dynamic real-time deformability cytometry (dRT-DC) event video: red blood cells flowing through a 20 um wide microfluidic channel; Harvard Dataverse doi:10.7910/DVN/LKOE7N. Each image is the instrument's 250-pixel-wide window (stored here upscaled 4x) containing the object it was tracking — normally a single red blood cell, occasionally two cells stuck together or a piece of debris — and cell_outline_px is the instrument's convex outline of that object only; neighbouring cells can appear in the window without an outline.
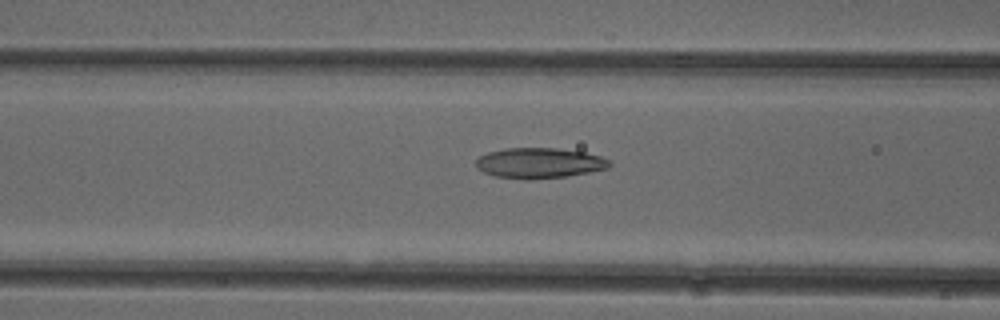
{"species": "common noctule bat (a hibernating species)", "species_latin": "Nyctalus noctula", "temperature_condition": "cold", "stored_images_in_passage": 51, "camera_frame_rate_fps": 3000, "um_per_image_px": 0.085, "animal": {"sex": "female"}, "frame": {"image": 1, "passage_image": 20, "time_ms": 6.333, "image_size_px": [1000, 320], "cell_outline_px": [[612, 164], [608, 168], [568, 176], [528, 180], [524, 180], [496, 176], [484, 172], [476, 168], [476, 160], [480, 156], [488, 152], [504, 148], [556, 148], [584, 152], [600, 156], [608, 160]], "centroid_in_image_um": [45.82, 13.86], "position_along_channel_um": 120.8, "area_um2": 23.7}}
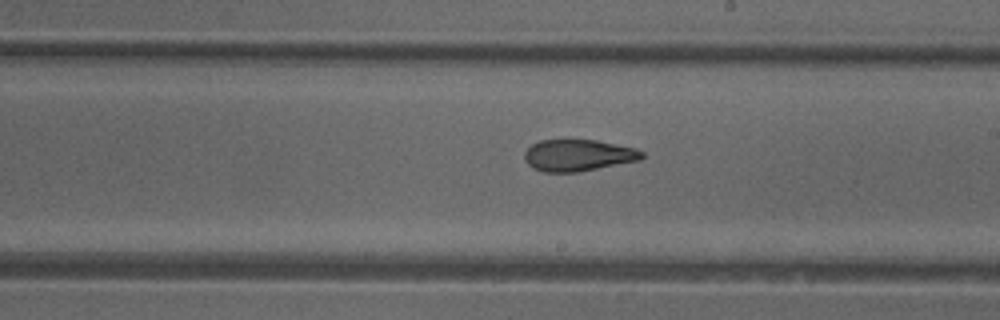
{"frame": {"image": 2, "passage_image": 29, "time_ms": 9.333, "image_size_px": [1000, 320], "cell_outline_px": [[644, 156], [640, 160], [580, 172], [544, 172], [532, 168], [524, 160], [524, 152], [532, 144], [540, 140], [568, 136], [596, 140], [636, 148], [644, 152]], "centroid_in_image_um": [49.11, 13.15], "position_along_channel_um": 239.9, "area_um2": 22.6}}
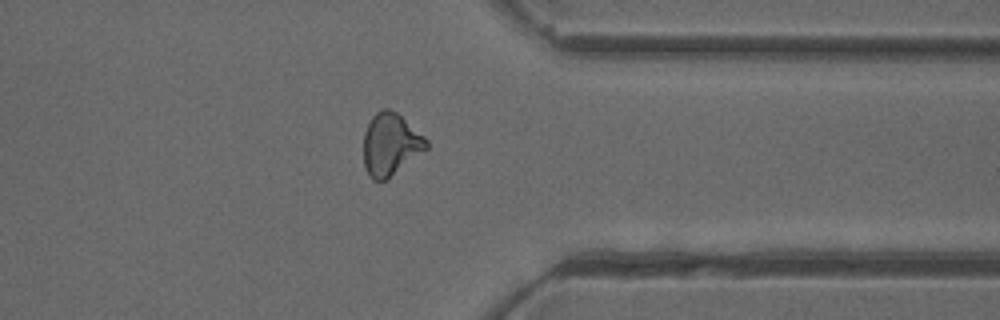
{"frame": {"image": 3, "passage_image": 40, "time_ms": 13.0, "image_size_px": [1000, 320], "cell_outline_px": [[428, 148], [388, 180], [372, 180], [368, 176], [364, 168], [364, 132], [372, 116], [376, 112], [384, 108], [388, 108], [396, 112], [424, 136], [428, 140]], "centroid_in_image_um": [33.19, 12.3], "position_along_channel_um": 378.2, "area_um2": 22.95}, "authors_computed_cell_mechanics": {"area_um2": 23.12, "velocity_mm_per_s": 3.9664, "shape_relaxation_time_tau1_ms": 6.7881, "shape_relaxation_time_tau2_ms": 2.49, "deformation_change_tau1": 0.1749, "deformation_change_tau2": 0.1105}}